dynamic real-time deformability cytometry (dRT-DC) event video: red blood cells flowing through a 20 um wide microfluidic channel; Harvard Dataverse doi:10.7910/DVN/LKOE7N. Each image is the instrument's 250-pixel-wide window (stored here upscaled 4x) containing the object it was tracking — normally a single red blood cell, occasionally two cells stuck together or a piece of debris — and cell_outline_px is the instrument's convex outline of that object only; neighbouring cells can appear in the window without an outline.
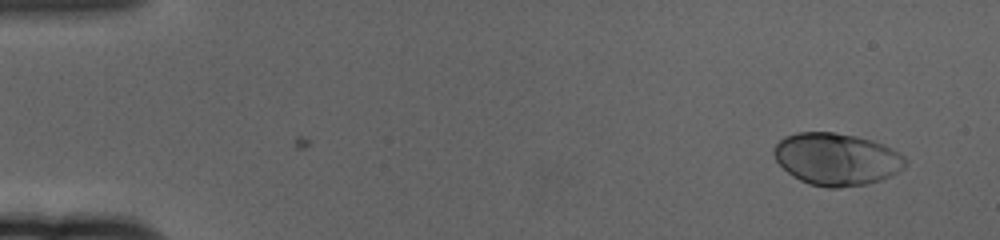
{"species": "human", "species_latin": "Homo sapiens", "temperature_condition": "cold", "stored_images_in_passage": 58, "camera_frame_rate_fps": 3000, "um_per_image_px": 0.085, "donor": {"sex": "female"}, "frame": {"image": 1, "passage_image": 1, "time_ms": 0.0, "image_size_px": [1000, 240], "cell_outline_px": [[908, 164], [904, 168], [892, 176], [868, 184], [840, 188], [828, 188], [808, 184], [792, 176], [776, 160], [772, 152], [776, 144], [784, 136], [796, 132], [836, 132], [856, 136], [872, 140], [892, 148], [904, 156], [908, 160]], "centroid_in_image_um": [71.13, 13.53], "position_along_channel_um": 13.9, "area_um2": 40.46}}
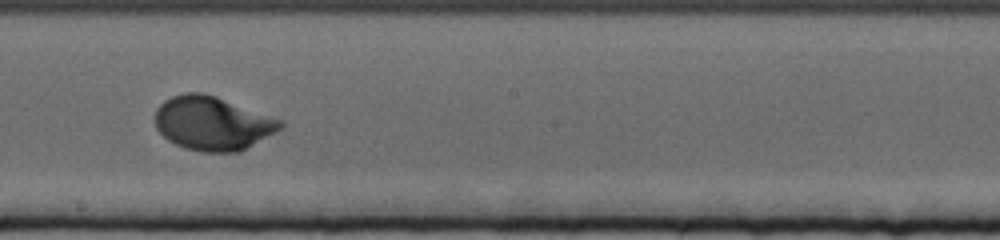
{"frame": {"image": 2, "passage_image": 32, "time_ms": 10.333, "image_size_px": [1000, 240], "cell_outline_px": [[284, 128], [240, 152], [200, 152], [184, 148], [168, 140], [156, 128], [156, 108], [164, 100], [172, 96], [184, 92], [204, 92], [216, 96], [284, 120]], "centroid_in_image_um": [18.1, 10.48], "position_along_channel_um": 230.1, "area_um2": 39.71}}
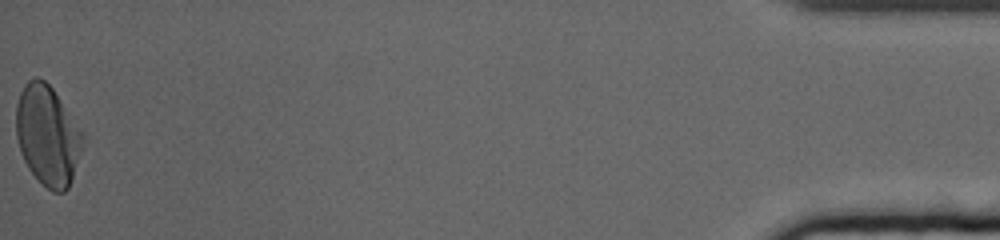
{"frame": {"image": 3, "passage_image": 58, "time_ms": 19.0, "image_size_px": [1000, 240], "cell_outline_px": [[84, 144], [68, 188], [64, 192], [52, 192], [28, 168], [20, 152], [16, 136], [16, 104], [20, 92], [24, 84], [28, 80], [36, 76], [44, 80], [52, 88], [84, 132]], "centroid_in_image_um": [4.04, 11.48], "position_along_channel_um": 431.2, "area_um2": 38.9}, "authors_computed_cell_mechanics": {"area_um2": 37.8879, "velocity_mm_per_s": 3.3466, "shape_relaxation_time_tau1_ms": 2.9456, "shape_relaxation_time_tau2_ms": null, "deformation_change_tau1": 0.1626, "deformation_change_tau2": null}}